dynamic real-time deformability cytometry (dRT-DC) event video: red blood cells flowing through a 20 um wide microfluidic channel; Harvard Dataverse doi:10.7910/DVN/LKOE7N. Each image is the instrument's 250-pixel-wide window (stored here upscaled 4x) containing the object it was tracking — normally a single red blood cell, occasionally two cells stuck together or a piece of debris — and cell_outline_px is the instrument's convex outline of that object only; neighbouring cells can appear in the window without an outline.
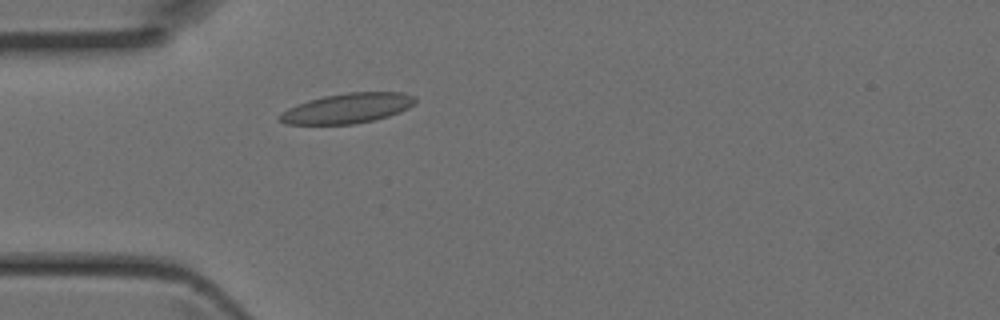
{"species": "Egyptian fruit bat (a non-hibernating species)", "species_latin": "Rousettus aegyptiacus", "temperature_condition": "room temperature", "stored_images_in_passage": 32, "camera_frame_rate_fps": 3000, "um_per_image_px": 0.085, "animal": {"sex": "female"}, "frame": {"image": 1, "passage_image": 1, "time_ms": 0.0, "image_size_px": [1000, 320], "cell_outline_px": [[416, 104], [400, 112], [388, 116], [372, 120], [352, 124], [284, 124], [276, 116], [280, 112], [296, 104], [308, 100], [324, 96], [348, 92], [404, 92], [416, 96]], "centroid_in_image_um": [29.53, 9.19], "position_along_channel_um": 55.5, "area_um2": 23.87}}
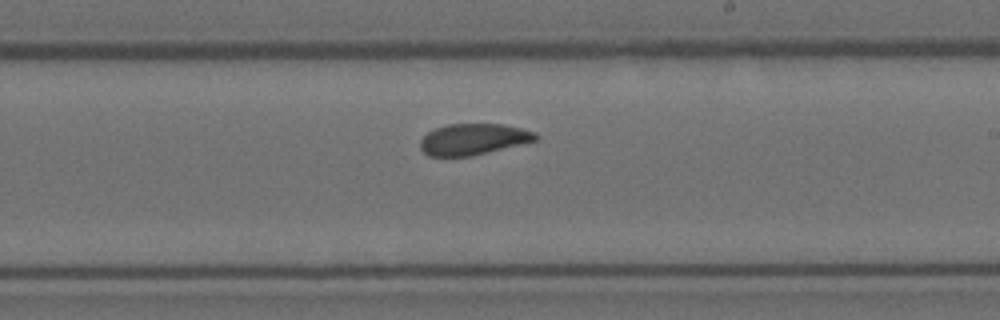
{"frame": {"image": 2, "passage_image": 14, "time_ms": 4.333, "image_size_px": [1000, 320], "cell_outline_px": [[540, 136], [536, 140], [472, 156], [428, 156], [420, 148], [420, 140], [428, 132], [436, 128], [448, 124], [504, 124], [536, 132]], "centroid_in_image_um": [40.23, 11.83], "position_along_channel_um": 248.8, "area_um2": 20.87}}
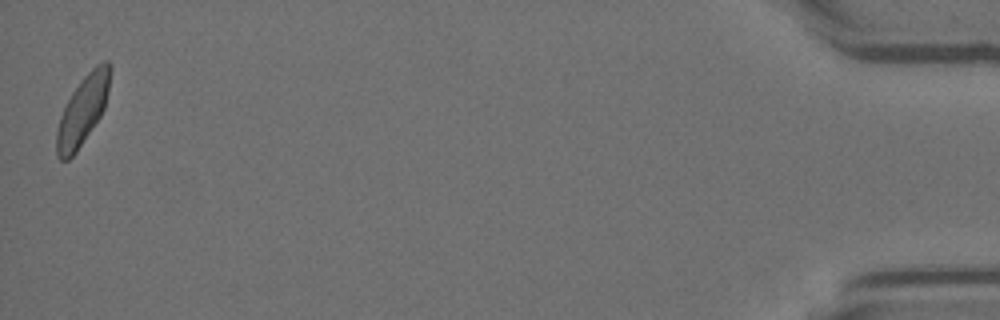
{"frame": {"image": 3, "passage_image": 32, "time_ms": 10.333, "image_size_px": [1000, 320], "cell_outline_px": [[112, 68], [104, 108], [100, 116], [76, 152], [68, 160], [60, 160], [56, 156], [56, 132], [60, 116], [72, 92], [84, 76], [96, 64], [104, 60], [108, 60]], "centroid_in_image_um": [7.02, 9.37], "position_along_channel_um": 428.2, "area_um2": 21.27}}